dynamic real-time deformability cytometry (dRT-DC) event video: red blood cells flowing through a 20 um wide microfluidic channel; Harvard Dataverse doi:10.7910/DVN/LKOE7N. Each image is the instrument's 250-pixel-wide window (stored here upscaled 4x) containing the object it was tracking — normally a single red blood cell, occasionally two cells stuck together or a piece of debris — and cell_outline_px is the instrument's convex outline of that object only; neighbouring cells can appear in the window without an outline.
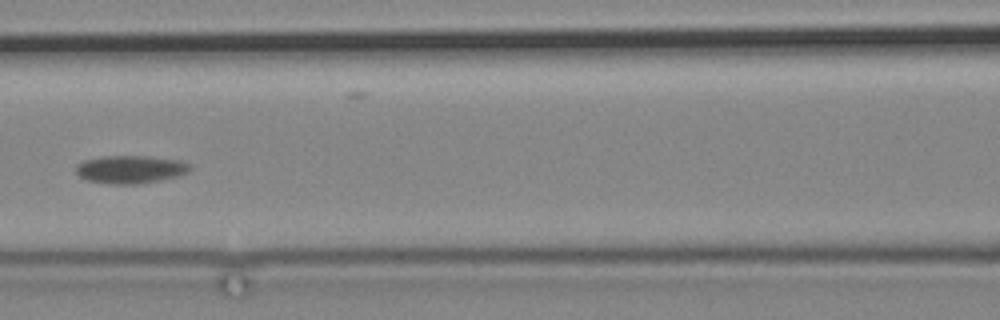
{"species": "common noctule bat (a hibernating species)", "species_latin": "Nyctalus noctula", "temperature_condition": "cold", "stored_images_in_passage": 7, "camera_frame_rate_fps": 3000, "um_per_image_px": 0.085, "animal": {"sex": "male", "body_mass_g": 19.2, "forearm_length_mm": 51.8}, "frame": {"image": 1, "passage_image": 3, "time_ms": 2.667, "image_size_px": [1000, 320], "cell_outline_px": [[192, 168], [188, 172], [176, 176], [160, 180], [140, 184], [112, 184], [88, 180], [80, 176], [76, 172], [76, 164], [84, 160], [100, 156], [148, 156], [176, 160], [188, 164]], "centroid_in_image_um": [11.05, 14.39], "position_along_channel_um": 155.5, "area_um2": 18.44}}
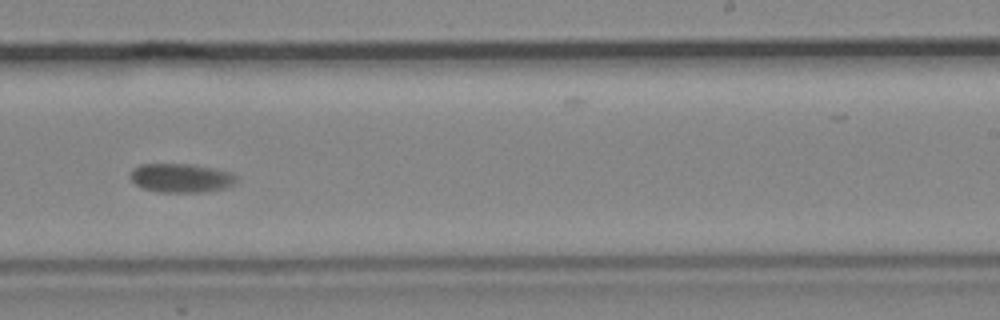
{"frame": {"image": 2, "passage_image": 6, "time_ms": 6.333, "image_size_px": [1000, 320], "cell_outline_px": [[236, 180], [232, 184], [224, 188], [208, 192], [156, 192], [144, 188], [136, 184], [128, 176], [132, 168], [140, 164], [192, 164], [232, 172], [236, 176]], "centroid_in_image_um": [15.36, 15.12], "position_along_channel_um": 273.6, "area_um2": 17.98}}
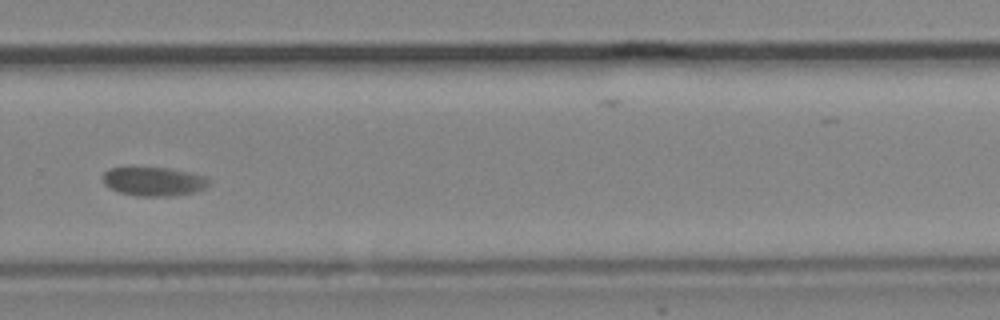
{"frame": {"image": 3, "passage_image": 7, "time_ms": 7.667, "image_size_px": [1000, 320], "cell_outline_px": [[208, 184], [204, 188], [192, 192], [168, 196], [136, 196], [120, 192], [108, 188], [104, 184], [104, 172], [108, 168], [128, 164], [168, 168], [192, 172], [204, 176], [208, 180]], "centroid_in_image_um": [12.96, 15.36], "position_along_channel_um": 316.8, "area_um2": 18.5}}